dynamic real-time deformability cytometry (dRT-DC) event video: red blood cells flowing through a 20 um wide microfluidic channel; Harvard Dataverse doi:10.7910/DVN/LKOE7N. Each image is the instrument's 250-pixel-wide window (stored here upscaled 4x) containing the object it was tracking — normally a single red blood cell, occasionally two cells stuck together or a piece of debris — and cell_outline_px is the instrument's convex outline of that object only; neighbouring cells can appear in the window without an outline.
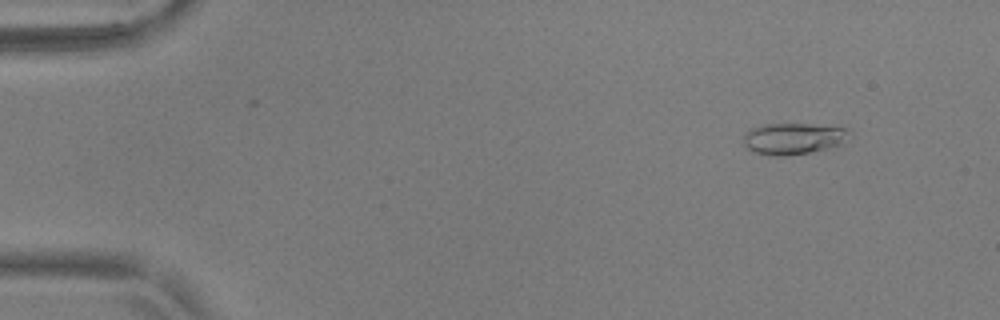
{"species": "common noctule bat (a hibernating species)", "species_latin": "Nyctalus noctula", "temperature_condition": "warm", "stored_images_in_passage": 55, "camera_frame_rate_fps": 3000, "um_per_image_px": 0.085, "animal": {"sex": "male", "body_mass_g": 17.9, "forearm_length_mm": 54.2}, "frame": {"image": 1, "passage_image": 6, "time_ms": 1.667, "image_size_px": [1000, 320], "cell_outline_px": [[852, 132], [844, 144], [828, 148], [808, 152], [784, 156], [772, 156], [752, 152], [744, 144], [744, 136], [748, 128], [764, 124], [808, 124], [848, 128]], "centroid_in_image_um": [67.44, 11.78], "position_along_channel_um": 17.6, "area_um2": 19.59}}
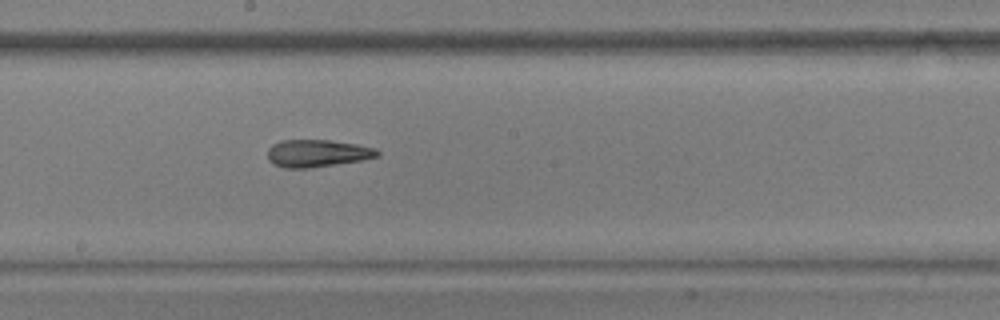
{"frame": {"image": 2, "passage_image": 31, "time_ms": 10.0, "image_size_px": [1000, 320], "cell_outline_px": [[380, 156], [360, 160], [308, 168], [284, 168], [272, 164], [268, 160], [268, 148], [272, 144], [280, 140], [328, 140], [356, 144], [376, 148], [380, 152]], "centroid_in_image_um": [26.93, 13.02], "position_along_channel_um": 221.3, "area_um2": 17.51}}
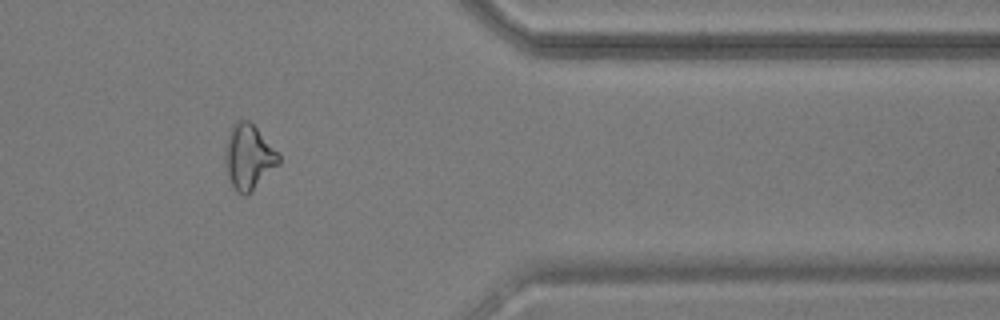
{"frame": {"image": 3, "passage_image": 46, "time_ms": 15.0, "image_size_px": [1000, 320], "cell_outline_px": [[280, 164], [244, 196], [236, 192], [228, 176], [224, 160], [224, 152], [228, 136], [232, 124], [236, 120], [248, 120], [256, 128], [280, 156]], "centroid_in_image_um": [21.1, 13.33], "position_along_channel_um": 390.3, "area_um2": 19.88}, "authors_computed_cell_mechanics": {"area_um2": 18.1492, "velocity_mm_per_s": 3.714, "shape_relaxation_time_tau1_ms": null, "shape_relaxation_time_tau2_ms": 2.4026, "deformation_change_tau1": null, "deformation_change_tau2": 0.1002}}